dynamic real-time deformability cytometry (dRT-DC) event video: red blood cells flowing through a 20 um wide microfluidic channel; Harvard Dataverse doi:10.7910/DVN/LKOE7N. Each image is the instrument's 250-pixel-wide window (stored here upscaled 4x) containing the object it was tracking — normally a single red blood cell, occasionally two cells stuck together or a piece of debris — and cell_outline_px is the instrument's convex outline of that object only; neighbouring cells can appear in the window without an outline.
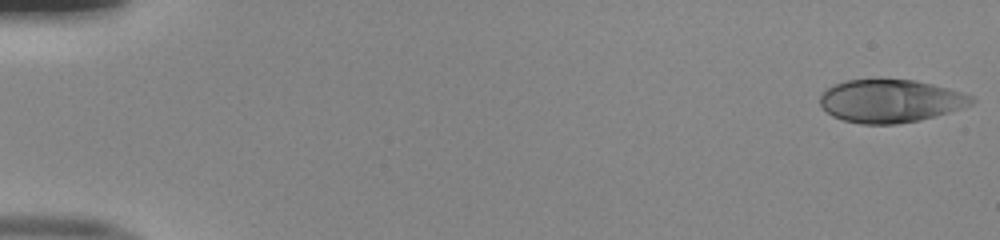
{"species": "human", "species_latin": "Homo sapiens", "temperature_condition": "room temperature", "stored_images_in_passage": 51, "camera_frame_rate_fps": 3000, "um_per_image_px": 0.085, "donor": {"sex": "male"}, "frame": {"image": 1, "passage_image": 1, "time_ms": 0.0, "image_size_px": [1000, 240], "cell_outline_px": [[976, 100], [972, 104], [948, 112], [920, 120], [896, 124], [860, 124], [844, 120], [832, 116], [820, 104], [820, 96], [828, 88], [836, 84], [848, 80], [880, 76], [916, 80], [948, 88], [972, 96]], "centroid_in_image_um": [75.67, 8.54], "position_along_channel_um": 9.3, "area_um2": 38.49}}
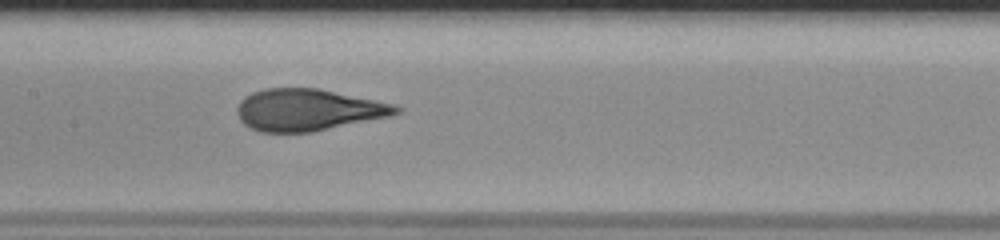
{"frame": {"image": 2, "passage_image": 26, "time_ms": 8.333, "image_size_px": [1000, 240], "cell_outline_px": [[404, 108], [400, 112], [388, 116], [308, 132], [260, 132], [244, 124], [240, 120], [236, 112], [236, 108], [240, 100], [244, 96], [252, 92], [264, 88], [316, 88], [392, 104]], "centroid_in_image_um": [26.09, 9.33], "position_along_channel_um": 181.3, "area_um2": 38.15}}
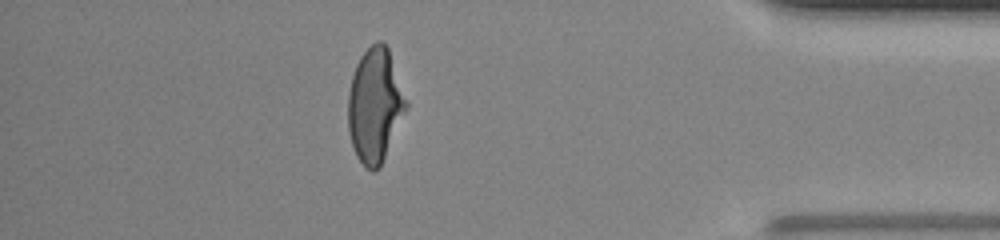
{"frame": {"image": 3, "passage_image": 45, "time_ms": 14.667, "image_size_px": [1000, 240], "cell_outline_px": [[408, 108], [380, 168], [376, 172], [372, 172], [364, 168], [356, 156], [348, 132], [348, 92], [352, 76], [356, 64], [360, 56], [376, 40], [384, 40], [388, 48], [408, 104]], "centroid_in_image_um": [31.86, 8.99], "position_along_channel_um": 403.3, "area_um2": 39.02}, "authors_computed_cell_mechanics": {"area_um2": 38.6104, "velocity_mm_per_s": 4.0481, "shape_relaxation_time_tau1_ms": 5.5889, "shape_relaxation_time_tau2_ms": null, "deformation_change_tau1": 0.2241, "deformation_change_tau2": null}}